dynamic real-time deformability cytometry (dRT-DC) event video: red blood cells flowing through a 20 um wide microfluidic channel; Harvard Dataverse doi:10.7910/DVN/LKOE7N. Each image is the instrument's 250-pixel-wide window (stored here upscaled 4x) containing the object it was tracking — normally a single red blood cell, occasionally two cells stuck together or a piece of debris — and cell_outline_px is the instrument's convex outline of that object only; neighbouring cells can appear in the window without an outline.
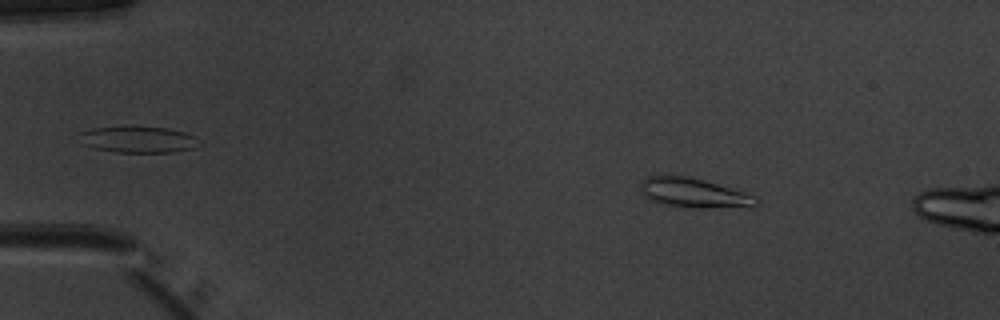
{"species": "common noctule bat (a hibernating species)", "species_latin": "Nyctalus noctula", "temperature_condition": "warm", "stored_images_in_passage": 8, "camera_frame_rate_fps": 3000, "um_per_image_px": 0.085, "animal": {"sex": "male", "body_mass_g": 20.1, "forearm_length_mm": 53.5}, "frame": {"image": 1, "passage_image": 2, "time_ms": 0.333, "image_size_px": [1000, 320], "cell_outline_px": [[760, 204], [752, 208], [692, 208], [668, 204], [652, 200], [644, 192], [640, 184], [648, 176], [668, 172], [704, 180], [744, 192], [756, 196], [760, 200]], "centroid_in_image_um": [59.08, 16.39], "position_along_channel_um": 25.9, "area_um2": 20.29}}